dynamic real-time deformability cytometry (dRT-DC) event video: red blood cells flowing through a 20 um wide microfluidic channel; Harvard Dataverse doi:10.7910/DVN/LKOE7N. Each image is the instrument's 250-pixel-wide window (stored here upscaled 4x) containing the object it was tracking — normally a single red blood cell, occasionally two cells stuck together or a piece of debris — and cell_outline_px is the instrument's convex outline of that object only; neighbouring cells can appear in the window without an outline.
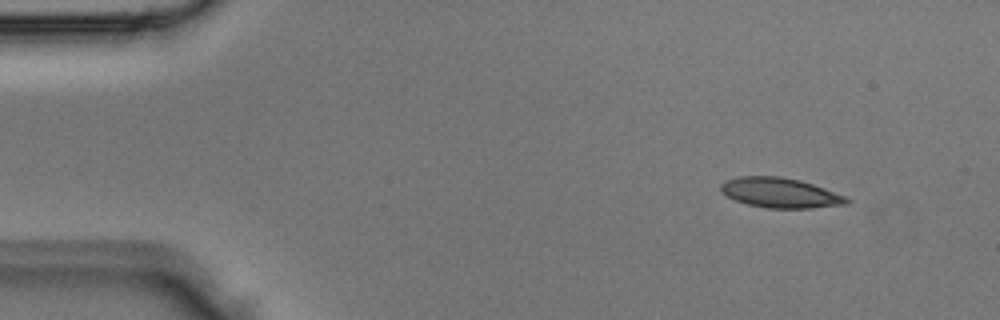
{"species": "Egyptian fruit bat (a non-hibernating species)", "species_latin": "Rousettus aegyptiacus", "temperature_condition": "room temperature", "stored_images_in_passage": 4, "camera_frame_rate_fps": 3000, "um_per_image_px": 0.085, "animal": {"sex": "male"}, "frame": {"image": 1, "passage_image": 4, "time_ms": 1.0, "image_size_px": [1000, 320], "cell_outline_px": [[852, 200], [848, 204], [812, 208], [768, 208], [748, 204], [736, 200], [728, 196], [720, 188], [720, 184], [724, 180], [740, 176], [780, 176], [800, 180], [824, 188], [844, 196]], "centroid_in_image_um": [66.33, 16.38], "position_along_channel_um": 18.7, "area_um2": 21.85}}